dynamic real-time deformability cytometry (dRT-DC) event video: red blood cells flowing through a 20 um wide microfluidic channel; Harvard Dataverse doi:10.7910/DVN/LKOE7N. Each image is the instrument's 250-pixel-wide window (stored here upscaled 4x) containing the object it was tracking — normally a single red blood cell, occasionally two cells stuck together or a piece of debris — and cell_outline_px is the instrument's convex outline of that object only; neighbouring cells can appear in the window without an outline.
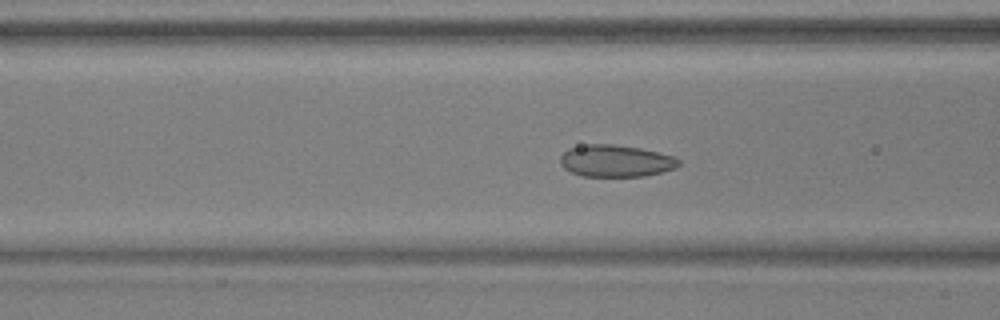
{"species": "common noctule bat (a hibernating species)", "species_latin": "Nyctalus noctula", "temperature_condition": "warm", "stored_images_in_passage": 52, "camera_frame_rate_fps": 3000, "um_per_image_px": 0.085, "animal": {"sex": "male", "body_mass_g": 17.9, "forearm_length_mm": 54.2}, "frame": {"image": 1, "passage_image": 20, "time_ms": 6.333, "image_size_px": [1000, 320], "cell_outline_px": [[680, 164], [676, 168], [644, 176], [584, 176], [572, 172], [564, 168], [560, 164], [560, 156], [568, 148], [588, 144], [612, 144], [640, 148], [676, 156], [680, 160]], "centroid_in_image_um": [52.35, 13.67], "position_along_channel_um": 114.2, "area_um2": 22.08}}
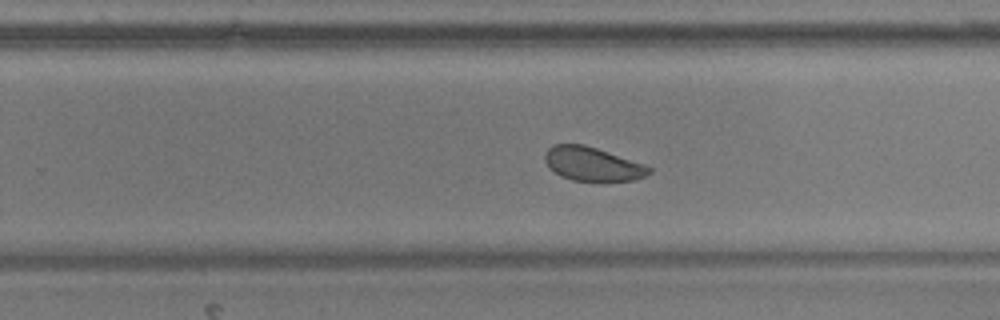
{"frame": {"image": 2, "passage_image": 33, "time_ms": 10.667, "image_size_px": [1000, 320], "cell_outline_px": [[652, 172], [644, 176], [632, 180], [572, 180], [560, 176], [544, 160], [544, 156], [548, 148], [556, 144], [584, 144], [596, 148], [652, 168]], "centroid_in_image_um": [50.32, 13.93], "position_along_channel_um": 279.5, "area_um2": 19.83}}
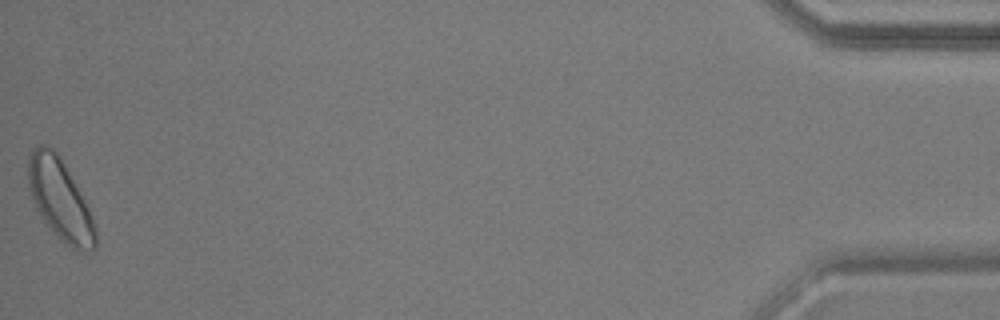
{"frame": {"image": 3, "passage_image": 52, "time_ms": 17.0, "image_size_px": [1000, 320], "cell_outline_px": [[96, 248], [80, 252], [76, 252], [60, 240], [40, 216], [32, 200], [28, 180], [28, 160], [32, 152], [40, 144], [44, 144], [52, 148], [56, 152], [84, 200], [88, 208], [96, 232]], "centroid_in_image_um": [5.09, 17.02], "position_along_channel_um": 430.1, "area_um2": 30.87}, "authors_computed_cell_mechanics": {"area_um2": 23.12, "velocity_mm_per_s": 3.8149, "shape_relaxation_time_tau1_ms": 2.5198, "shape_relaxation_time_tau2_ms": 1.0683, "deformation_change_tau1": 0.0622, "deformation_change_tau2": 0.0519}}